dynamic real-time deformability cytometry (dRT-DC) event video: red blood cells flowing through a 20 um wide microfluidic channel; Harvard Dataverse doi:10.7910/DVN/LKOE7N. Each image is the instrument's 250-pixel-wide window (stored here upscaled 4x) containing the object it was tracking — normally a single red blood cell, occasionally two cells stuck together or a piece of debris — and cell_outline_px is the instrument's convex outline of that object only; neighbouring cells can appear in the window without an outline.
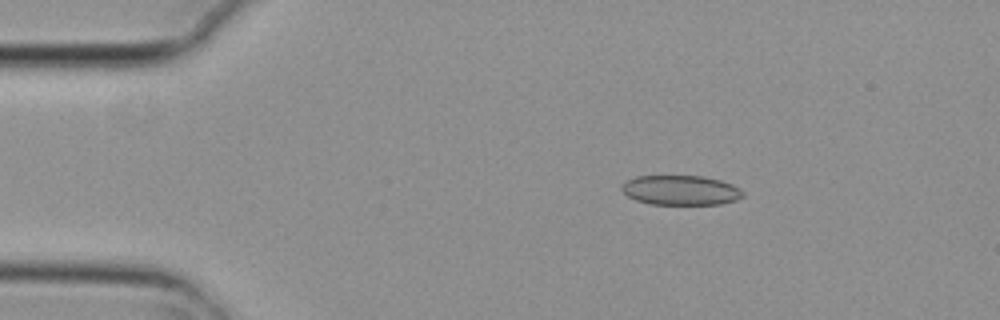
{"species": "common noctule bat (a hibernating species)", "species_latin": "Nyctalus noctula", "temperature_condition": "cold", "stored_images_in_passage": 2, "camera_frame_rate_fps": 3000, "um_per_image_px": 0.085, "animal": {"sex": "female", "body_mass_g": 29.2, "forearm_length_mm": 56.3}, "frame": {"image": 1, "passage_image": 1, "time_ms": 0.0, "image_size_px": [1000, 320], "cell_outline_px": [[744, 196], [736, 200], [720, 204], [648, 204], [636, 200], [628, 196], [620, 188], [620, 184], [636, 176], [704, 176], [720, 180], [732, 184], [740, 188], [744, 192]], "centroid_in_image_um": [57.86, 16.17], "position_along_channel_um": 27.1, "area_um2": 21.1}}